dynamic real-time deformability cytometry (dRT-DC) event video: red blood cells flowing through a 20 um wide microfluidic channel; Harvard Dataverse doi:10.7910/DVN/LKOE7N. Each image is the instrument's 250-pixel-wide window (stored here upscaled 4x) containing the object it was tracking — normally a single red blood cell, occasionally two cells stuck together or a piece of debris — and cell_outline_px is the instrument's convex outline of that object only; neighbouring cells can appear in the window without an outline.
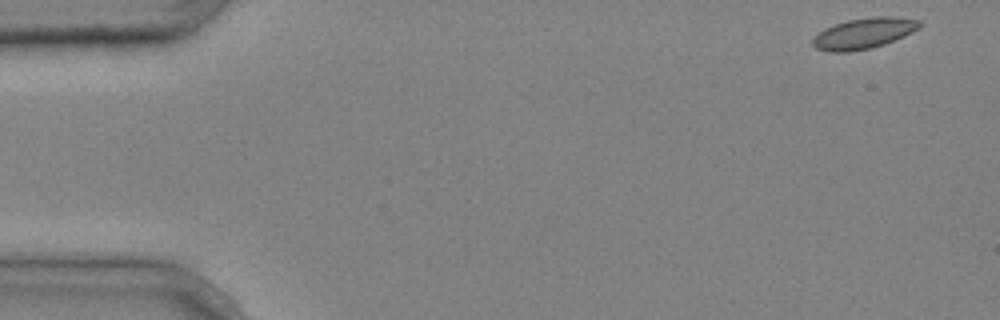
{"species": "common noctule bat (a hibernating species)", "species_latin": "Nyctalus noctula", "temperature_condition": "cold", "stored_images_in_passage": 6, "camera_frame_rate_fps": 3000, "um_per_image_px": 0.085, "animal": {"sex": "male", "body_mass_g": 20.4}, "frame": {"image": 1, "passage_image": 1, "time_ms": 0.0, "image_size_px": [1000, 320], "cell_outline_px": [[924, 24], [920, 28], [904, 36], [884, 44], [872, 48], [848, 52], [832, 52], [816, 48], [812, 44], [812, 40], [824, 28], [848, 20], [872, 16], [892, 16], [920, 20]], "centroid_in_image_um": [73.47, 2.82], "position_along_channel_um": 11.5, "area_um2": 19.19}}
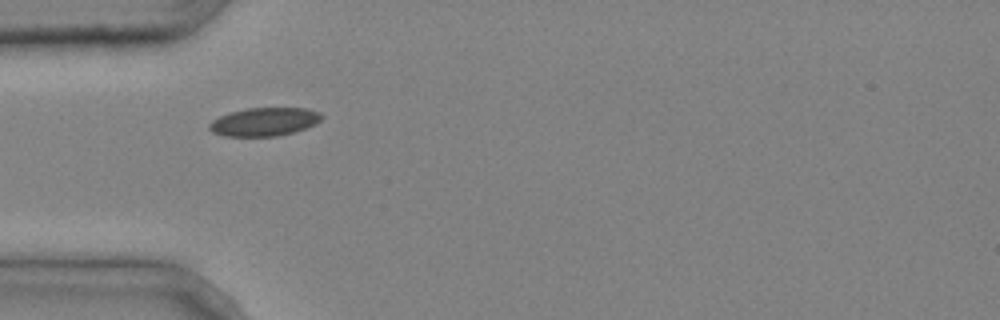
{"frame": {"image": 2, "passage_image": 3, "time_ms": 0.667, "image_size_px": [1000, 320], "cell_outline_px": [[324, 116], [316, 124], [292, 132], [276, 136], [224, 136], [212, 132], [208, 128], [208, 124], [212, 120], [220, 116], [232, 112], [248, 108], [308, 108], [320, 112]], "centroid_in_image_um": [22.47, 10.35], "position_along_channel_um": 62.5, "area_um2": 18.5}}